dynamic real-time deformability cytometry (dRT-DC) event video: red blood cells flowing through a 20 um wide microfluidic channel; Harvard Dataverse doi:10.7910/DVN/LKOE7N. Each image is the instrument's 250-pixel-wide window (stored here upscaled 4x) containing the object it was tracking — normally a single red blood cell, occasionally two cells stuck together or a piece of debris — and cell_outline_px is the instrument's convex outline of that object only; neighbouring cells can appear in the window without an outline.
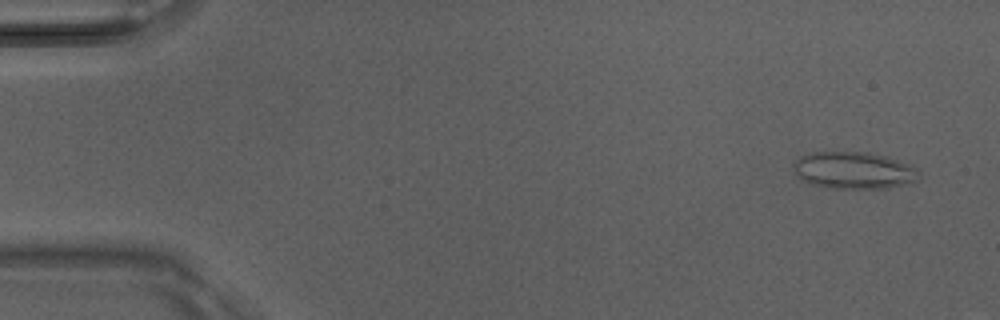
{"species": "Egyptian fruit bat (a non-hibernating species)", "species_latin": "Rousettus aegyptiacus", "temperature_condition": "room temperature", "stored_images_in_passage": 46, "camera_frame_rate_fps": 3000, "um_per_image_px": 0.085, "animal": {"sex": "male"}, "frame": {"image": 1, "passage_image": 3, "time_ms": 0.667, "image_size_px": [1000, 320], "cell_outline_px": [[920, 176], [916, 180], [904, 184], [888, 188], [832, 188], [808, 184], [796, 176], [792, 168], [792, 164], [800, 156], [812, 152], [868, 152], [888, 156], [908, 164], [916, 168], [920, 172]], "centroid_in_image_um": [72.53, 14.48], "position_along_channel_um": 12.5, "area_um2": 27.34}}
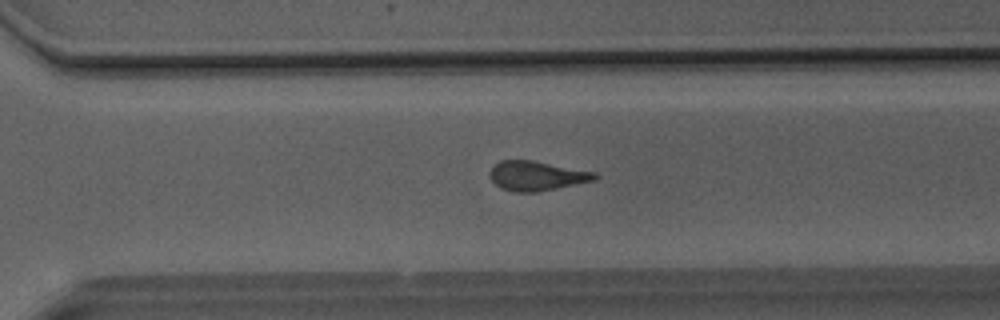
{"frame": {"image": 2, "passage_image": 35, "time_ms": 11.333, "image_size_px": [1000, 320], "cell_outline_px": [[600, 176], [596, 180], [536, 192], [516, 192], [500, 188], [492, 180], [492, 168], [500, 160], [532, 160], [596, 172]], "centroid_in_image_um": [45.67, 14.94], "position_along_channel_um": 324.9, "area_um2": 17.86}}
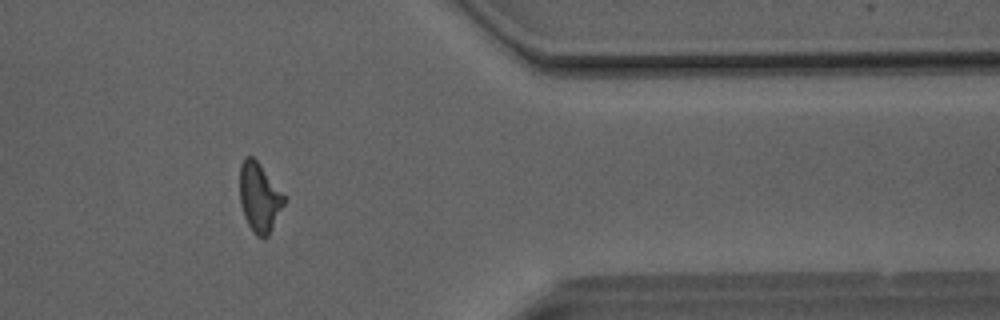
{"frame": {"image": 3, "passage_image": 41, "time_ms": 13.333, "image_size_px": [1000, 320], "cell_outline_px": [[288, 200], [268, 236], [264, 240], [256, 236], [252, 232], [244, 216], [240, 204], [240, 164], [244, 156], [252, 156], [260, 164], [288, 196]], "centroid_in_image_um": [22.09, 16.79], "position_along_channel_um": 389.3, "area_um2": 18.61}, "authors_computed_cell_mechanics": {"area_um2": 18.6405, "velocity_mm_per_s": 4.1355, "shape_relaxation_time_tau1_ms": 8.9466, "shape_relaxation_time_tau2_ms": 3.0758, "deformation_change_tau1": 0.2261, "deformation_change_tau2": 0.1109}}